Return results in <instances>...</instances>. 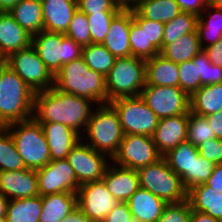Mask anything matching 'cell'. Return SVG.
<instances>
[{
  "label": "cell",
  "instance_id": "cell-1",
  "mask_svg": "<svg viewBox=\"0 0 222 222\" xmlns=\"http://www.w3.org/2000/svg\"><path fill=\"white\" fill-rule=\"evenodd\" d=\"M94 103L86 97L65 93L53 86L35 93L32 117L38 123L57 122L67 125L82 137Z\"/></svg>",
  "mask_w": 222,
  "mask_h": 222
},
{
  "label": "cell",
  "instance_id": "cell-2",
  "mask_svg": "<svg viewBox=\"0 0 222 222\" xmlns=\"http://www.w3.org/2000/svg\"><path fill=\"white\" fill-rule=\"evenodd\" d=\"M35 92L5 62L0 65V128L32 118Z\"/></svg>",
  "mask_w": 222,
  "mask_h": 222
},
{
  "label": "cell",
  "instance_id": "cell-3",
  "mask_svg": "<svg viewBox=\"0 0 222 222\" xmlns=\"http://www.w3.org/2000/svg\"><path fill=\"white\" fill-rule=\"evenodd\" d=\"M54 87L65 93L86 97L95 104L108 103L105 76L90 69L83 58L62 65L54 76Z\"/></svg>",
  "mask_w": 222,
  "mask_h": 222
},
{
  "label": "cell",
  "instance_id": "cell-4",
  "mask_svg": "<svg viewBox=\"0 0 222 222\" xmlns=\"http://www.w3.org/2000/svg\"><path fill=\"white\" fill-rule=\"evenodd\" d=\"M94 108L81 139L89 140L85 143L112 159L124 137L118 114L110 103L97 104Z\"/></svg>",
  "mask_w": 222,
  "mask_h": 222
},
{
  "label": "cell",
  "instance_id": "cell-5",
  "mask_svg": "<svg viewBox=\"0 0 222 222\" xmlns=\"http://www.w3.org/2000/svg\"><path fill=\"white\" fill-rule=\"evenodd\" d=\"M5 128L11 133L26 168L37 170L51 161L42 127L33 117L9 124Z\"/></svg>",
  "mask_w": 222,
  "mask_h": 222
},
{
  "label": "cell",
  "instance_id": "cell-6",
  "mask_svg": "<svg viewBox=\"0 0 222 222\" xmlns=\"http://www.w3.org/2000/svg\"><path fill=\"white\" fill-rule=\"evenodd\" d=\"M105 81L108 103L120 97L140 96L146 84L145 60L134 56L116 58Z\"/></svg>",
  "mask_w": 222,
  "mask_h": 222
},
{
  "label": "cell",
  "instance_id": "cell-7",
  "mask_svg": "<svg viewBox=\"0 0 222 222\" xmlns=\"http://www.w3.org/2000/svg\"><path fill=\"white\" fill-rule=\"evenodd\" d=\"M31 45L53 76L61 69L62 65L82 58L83 54V46L64 33L42 30L32 36Z\"/></svg>",
  "mask_w": 222,
  "mask_h": 222
},
{
  "label": "cell",
  "instance_id": "cell-8",
  "mask_svg": "<svg viewBox=\"0 0 222 222\" xmlns=\"http://www.w3.org/2000/svg\"><path fill=\"white\" fill-rule=\"evenodd\" d=\"M140 187L150 191L167 204L187 200L181 178L168 166L162 157L157 162L137 170Z\"/></svg>",
  "mask_w": 222,
  "mask_h": 222
},
{
  "label": "cell",
  "instance_id": "cell-9",
  "mask_svg": "<svg viewBox=\"0 0 222 222\" xmlns=\"http://www.w3.org/2000/svg\"><path fill=\"white\" fill-rule=\"evenodd\" d=\"M109 103L118 114L124 134L154 135L159 118L141 96L120 97Z\"/></svg>",
  "mask_w": 222,
  "mask_h": 222
},
{
  "label": "cell",
  "instance_id": "cell-10",
  "mask_svg": "<svg viewBox=\"0 0 222 222\" xmlns=\"http://www.w3.org/2000/svg\"><path fill=\"white\" fill-rule=\"evenodd\" d=\"M4 62L36 93L54 86V76L31 46L11 53Z\"/></svg>",
  "mask_w": 222,
  "mask_h": 222
},
{
  "label": "cell",
  "instance_id": "cell-11",
  "mask_svg": "<svg viewBox=\"0 0 222 222\" xmlns=\"http://www.w3.org/2000/svg\"><path fill=\"white\" fill-rule=\"evenodd\" d=\"M162 158L151 136L124 134L111 163L138 170Z\"/></svg>",
  "mask_w": 222,
  "mask_h": 222
},
{
  "label": "cell",
  "instance_id": "cell-12",
  "mask_svg": "<svg viewBox=\"0 0 222 222\" xmlns=\"http://www.w3.org/2000/svg\"><path fill=\"white\" fill-rule=\"evenodd\" d=\"M140 96L159 119L190 113V96L179 86L145 85Z\"/></svg>",
  "mask_w": 222,
  "mask_h": 222
},
{
  "label": "cell",
  "instance_id": "cell-13",
  "mask_svg": "<svg viewBox=\"0 0 222 222\" xmlns=\"http://www.w3.org/2000/svg\"><path fill=\"white\" fill-rule=\"evenodd\" d=\"M179 87L191 96L201 86L222 83V67L210 63L202 50L194 59L178 64Z\"/></svg>",
  "mask_w": 222,
  "mask_h": 222
},
{
  "label": "cell",
  "instance_id": "cell-14",
  "mask_svg": "<svg viewBox=\"0 0 222 222\" xmlns=\"http://www.w3.org/2000/svg\"><path fill=\"white\" fill-rule=\"evenodd\" d=\"M66 160L73 168L80 185L102 180L107 166L111 164L107 155L97 152L82 139L72 148Z\"/></svg>",
  "mask_w": 222,
  "mask_h": 222
},
{
  "label": "cell",
  "instance_id": "cell-15",
  "mask_svg": "<svg viewBox=\"0 0 222 222\" xmlns=\"http://www.w3.org/2000/svg\"><path fill=\"white\" fill-rule=\"evenodd\" d=\"M77 206L93 221H104L119 201L108 191L103 180L81 184L76 192Z\"/></svg>",
  "mask_w": 222,
  "mask_h": 222
},
{
  "label": "cell",
  "instance_id": "cell-16",
  "mask_svg": "<svg viewBox=\"0 0 222 222\" xmlns=\"http://www.w3.org/2000/svg\"><path fill=\"white\" fill-rule=\"evenodd\" d=\"M36 172L40 196L61 192L76 193L79 189L76 174L66 159L50 161Z\"/></svg>",
  "mask_w": 222,
  "mask_h": 222
},
{
  "label": "cell",
  "instance_id": "cell-17",
  "mask_svg": "<svg viewBox=\"0 0 222 222\" xmlns=\"http://www.w3.org/2000/svg\"><path fill=\"white\" fill-rule=\"evenodd\" d=\"M188 123L189 114L175 115L158 120L152 138L162 156L180 143L187 141Z\"/></svg>",
  "mask_w": 222,
  "mask_h": 222
},
{
  "label": "cell",
  "instance_id": "cell-18",
  "mask_svg": "<svg viewBox=\"0 0 222 222\" xmlns=\"http://www.w3.org/2000/svg\"><path fill=\"white\" fill-rule=\"evenodd\" d=\"M0 192L9 200L39 195L36 170L0 171Z\"/></svg>",
  "mask_w": 222,
  "mask_h": 222
},
{
  "label": "cell",
  "instance_id": "cell-19",
  "mask_svg": "<svg viewBox=\"0 0 222 222\" xmlns=\"http://www.w3.org/2000/svg\"><path fill=\"white\" fill-rule=\"evenodd\" d=\"M108 191L119 202H126L139 188L140 181L137 170L108 165L102 178Z\"/></svg>",
  "mask_w": 222,
  "mask_h": 222
},
{
  "label": "cell",
  "instance_id": "cell-20",
  "mask_svg": "<svg viewBox=\"0 0 222 222\" xmlns=\"http://www.w3.org/2000/svg\"><path fill=\"white\" fill-rule=\"evenodd\" d=\"M50 151V159H66L72 148L81 140V136L67 125L57 122L39 123Z\"/></svg>",
  "mask_w": 222,
  "mask_h": 222
},
{
  "label": "cell",
  "instance_id": "cell-21",
  "mask_svg": "<svg viewBox=\"0 0 222 222\" xmlns=\"http://www.w3.org/2000/svg\"><path fill=\"white\" fill-rule=\"evenodd\" d=\"M32 35L21 27L9 12L0 13V56L5 60L11 53L31 46Z\"/></svg>",
  "mask_w": 222,
  "mask_h": 222
},
{
  "label": "cell",
  "instance_id": "cell-22",
  "mask_svg": "<svg viewBox=\"0 0 222 222\" xmlns=\"http://www.w3.org/2000/svg\"><path fill=\"white\" fill-rule=\"evenodd\" d=\"M41 4L43 30L65 34L78 9L77 0H41Z\"/></svg>",
  "mask_w": 222,
  "mask_h": 222
},
{
  "label": "cell",
  "instance_id": "cell-23",
  "mask_svg": "<svg viewBox=\"0 0 222 222\" xmlns=\"http://www.w3.org/2000/svg\"><path fill=\"white\" fill-rule=\"evenodd\" d=\"M131 10H120L112 19L110 28L102 43L116 58L131 56L129 31Z\"/></svg>",
  "mask_w": 222,
  "mask_h": 222
},
{
  "label": "cell",
  "instance_id": "cell-24",
  "mask_svg": "<svg viewBox=\"0 0 222 222\" xmlns=\"http://www.w3.org/2000/svg\"><path fill=\"white\" fill-rule=\"evenodd\" d=\"M133 218L157 222L167 203L150 191L139 188L127 201Z\"/></svg>",
  "mask_w": 222,
  "mask_h": 222
},
{
  "label": "cell",
  "instance_id": "cell-25",
  "mask_svg": "<svg viewBox=\"0 0 222 222\" xmlns=\"http://www.w3.org/2000/svg\"><path fill=\"white\" fill-rule=\"evenodd\" d=\"M198 155V148L185 141L162 156L168 166L181 178L186 191L191 189V165Z\"/></svg>",
  "mask_w": 222,
  "mask_h": 222
},
{
  "label": "cell",
  "instance_id": "cell-26",
  "mask_svg": "<svg viewBox=\"0 0 222 222\" xmlns=\"http://www.w3.org/2000/svg\"><path fill=\"white\" fill-rule=\"evenodd\" d=\"M146 84L153 86H179L178 64L158 54L145 60Z\"/></svg>",
  "mask_w": 222,
  "mask_h": 222
},
{
  "label": "cell",
  "instance_id": "cell-27",
  "mask_svg": "<svg viewBox=\"0 0 222 222\" xmlns=\"http://www.w3.org/2000/svg\"><path fill=\"white\" fill-rule=\"evenodd\" d=\"M187 200L191 210L206 213L222 222V193L206 183L192 187L187 191Z\"/></svg>",
  "mask_w": 222,
  "mask_h": 222
},
{
  "label": "cell",
  "instance_id": "cell-28",
  "mask_svg": "<svg viewBox=\"0 0 222 222\" xmlns=\"http://www.w3.org/2000/svg\"><path fill=\"white\" fill-rule=\"evenodd\" d=\"M42 197L39 222H61L77 207V194L61 192Z\"/></svg>",
  "mask_w": 222,
  "mask_h": 222
},
{
  "label": "cell",
  "instance_id": "cell-29",
  "mask_svg": "<svg viewBox=\"0 0 222 222\" xmlns=\"http://www.w3.org/2000/svg\"><path fill=\"white\" fill-rule=\"evenodd\" d=\"M222 110V83L201 86L190 96V112L208 116Z\"/></svg>",
  "mask_w": 222,
  "mask_h": 222
},
{
  "label": "cell",
  "instance_id": "cell-30",
  "mask_svg": "<svg viewBox=\"0 0 222 222\" xmlns=\"http://www.w3.org/2000/svg\"><path fill=\"white\" fill-rule=\"evenodd\" d=\"M9 13L32 36L43 30L41 0H21Z\"/></svg>",
  "mask_w": 222,
  "mask_h": 222
},
{
  "label": "cell",
  "instance_id": "cell-31",
  "mask_svg": "<svg viewBox=\"0 0 222 222\" xmlns=\"http://www.w3.org/2000/svg\"><path fill=\"white\" fill-rule=\"evenodd\" d=\"M197 30L181 36L175 42L166 44L161 50L160 55L175 62L176 64L192 60L202 51Z\"/></svg>",
  "mask_w": 222,
  "mask_h": 222
},
{
  "label": "cell",
  "instance_id": "cell-32",
  "mask_svg": "<svg viewBox=\"0 0 222 222\" xmlns=\"http://www.w3.org/2000/svg\"><path fill=\"white\" fill-rule=\"evenodd\" d=\"M197 32L202 49L218 42L222 38V10L208 4L198 16Z\"/></svg>",
  "mask_w": 222,
  "mask_h": 222
},
{
  "label": "cell",
  "instance_id": "cell-33",
  "mask_svg": "<svg viewBox=\"0 0 222 222\" xmlns=\"http://www.w3.org/2000/svg\"><path fill=\"white\" fill-rule=\"evenodd\" d=\"M42 212V197L37 195L24 199L9 200L7 205V222H39Z\"/></svg>",
  "mask_w": 222,
  "mask_h": 222
},
{
  "label": "cell",
  "instance_id": "cell-34",
  "mask_svg": "<svg viewBox=\"0 0 222 222\" xmlns=\"http://www.w3.org/2000/svg\"><path fill=\"white\" fill-rule=\"evenodd\" d=\"M134 10L144 19L163 23L182 12L176 0H142Z\"/></svg>",
  "mask_w": 222,
  "mask_h": 222
},
{
  "label": "cell",
  "instance_id": "cell-35",
  "mask_svg": "<svg viewBox=\"0 0 222 222\" xmlns=\"http://www.w3.org/2000/svg\"><path fill=\"white\" fill-rule=\"evenodd\" d=\"M198 16L190 12H181L164 25L162 48L171 42H175L181 36L197 30Z\"/></svg>",
  "mask_w": 222,
  "mask_h": 222
},
{
  "label": "cell",
  "instance_id": "cell-36",
  "mask_svg": "<svg viewBox=\"0 0 222 222\" xmlns=\"http://www.w3.org/2000/svg\"><path fill=\"white\" fill-rule=\"evenodd\" d=\"M82 58L90 69L103 76L110 72L116 60V57L103 44L83 46Z\"/></svg>",
  "mask_w": 222,
  "mask_h": 222
},
{
  "label": "cell",
  "instance_id": "cell-37",
  "mask_svg": "<svg viewBox=\"0 0 222 222\" xmlns=\"http://www.w3.org/2000/svg\"><path fill=\"white\" fill-rule=\"evenodd\" d=\"M26 169L22 157L19 155L11 133L0 128V171H16Z\"/></svg>",
  "mask_w": 222,
  "mask_h": 222
},
{
  "label": "cell",
  "instance_id": "cell-38",
  "mask_svg": "<svg viewBox=\"0 0 222 222\" xmlns=\"http://www.w3.org/2000/svg\"><path fill=\"white\" fill-rule=\"evenodd\" d=\"M129 42L131 56L139 57L146 60L160 53V51L153 44H148L146 26H138L133 21V10H131Z\"/></svg>",
  "mask_w": 222,
  "mask_h": 222
},
{
  "label": "cell",
  "instance_id": "cell-39",
  "mask_svg": "<svg viewBox=\"0 0 222 222\" xmlns=\"http://www.w3.org/2000/svg\"><path fill=\"white\" fill-rule=\"evenodd\" d=\"M215 137L207 119L194 113H189V123L187 126V141L198 147L208 139Z\"/></svg>",
  "mask_w": 222,
  "mask_h": 222
},
{
  "label": "cell",
  "instance_id": "cell-40",
  "mask_svg": "<svg viewBox=\"0 0 222 222\" xmlns=\"http://www.w3.org/2000/svg\"><path fill=\"white\" fill-rule=\"evenodd\" d=\"M65 35L81 46L91 44L90 26L84 12L75 11Z\"/></svg>",
  "mask_w": 222,
  "mask_h": 222
},
{
  "label": "cell",
  "instance_id": "cell-41",
  "mask_svg": "<svg viewBox=\"0 0 222 222\" xmlns=\"http://www.w3.org/2000/svg\"><path fill=\"white\" fill-rule=\"evenodd\" d=\"M118 12H100L87 15L90 26L91 44H102L110 28L112 19Z\"/></svg>",
  "mask_w": 222,
  "mask_h": 222
},
{
  "label": "cell",
  "instance_id": "cell-42",
  "mask_svg": "<svg viewBox=\"0 0 222 222\" xmlns=\"http://www.w3.org/2000/svg\"><path fill=\"white\" fill-rule=\"evenodd\" d=\"M133 21L138 26H146L148 44H153L160 51L162 49L165 23L144 19L135 10H133Z\"/></svg>",
  "mask_w": 222,
  "mask_h": 222
},
{
  "label": "cell",
  "instance_id": "cell-43",
  "mask_svg": "<svg viewBox=\"0 0 222 222\" xmlns=\"http://www.w3.org/2000/svg\"><path fill=\"white\" fill-rule=\"evenodd\" d=\"M191 207L188 200L167 204L157 222H189Z\"/></svg>",
  "mask_w": 222,
  "mask_h": 222
},
{
  "label": "cell",
  "instance_id": "cell-44",
  "mask_svg": "<svg viewBox=\"0 0 222 222\" xmlns=\"http://www.w3.org/2000/svg\"><path fill=\"white\" fill-rule=\"evenodd\" d=\"M214 164L206 158L198 155L191 165V188L204 184L211 176Z\"/></svg>",
  "mask_w": 222,
  "mask_h": 222
},
{
  "label": "cell",
  "instance_id": "cell-45",
  "mask_svg": "<svg viewBox=\"0 0 222 222\" xmlns=\"http://www.w3.org/2000/svg\"><path fill=\"white\" fill-rule=\"evenodd\" d=\"M78 9L86 15L100 12H119L112 0H77Z\"/></svg>",
  "mask_w": 222,
  "mask_h": 222
},
{
  "label": "cell",
  "instance_id": "cell-46",
  "mask_svg": "<svg viewBox=\"0 0 222 222\" xmlns=\"http://www.w3.org/2000/svg\"><path fill=\"white\" fill-rule=\"evenodd\" d=\"M198 153L214 165L222 163V139L213 138L200 144Z\"/></svg>",
  "mask_w": 222,
  "mask_h": 222
},
{
  "label": "cell",
  "instance_id": "cell-47",
  "mask_svg": "<svg viewBox=\"0 0 222 222\" xmlns=\"http://www.w3.org/2000/svg\"><path fill=\"white\" fill-rule=\"evenodd\" d=\"M105 222H132L133 216L126 202H119L118 205L106 216Z\"/></svg>",
  "mask_w": 222,
  "mask_h": 222
},
{
  "label": "cell",
  "instance_id": "cell-48",
  "mask_svg": "<svg viewBox=\"0 0 222 222\" xmlns=\"http://www.w3.org/2000/svg\"><path fill=\"white\" fill-rule=\"evenodd\" d=\"M182 12H190L199 16L209 4V0H176Z\"/></svg>",
  "mask_w": 222,
  "mask_h": 222
},
{
  "label": "cell",
  "instance_id": "cell-49",
  "mask_svg": "<svg viewBox=\"0 0 222 222\" xmlns=\"http://www.w3.org/2000/svg\"><path fill=\"white\" fill-rule=\"evenodd\" d=\"M203 51L210 63L222 67V38L218 42L203 48Z\"/></svg>",
  "mask_w": 222,
  "mask_h": 222
},
{
  "label": "cell",
  "instance_id": "cell-50",
  "mask_svg": "<svg viewBox=\"0 0 222 222\" xmlns=\"http://www.w3.org/2000/svg\"><path fill=\"white\" fill-rule=\"evenodd\" d=\"M206 184L218 193H222V163L214 166Z\"/></svg>",
  "mask_w": 222,
  "mask_h": 222
},
{
  "label": "cell",
  "instance_id": "cell-51",
  "mask_svg": "<svg viewBox=\"0 0 222 222\" xmlns=\"http://www.w3.org/2000/svg\"><path fill=\"white\" fill-rule=\"evenodd\" d=\"M212 131L215 133V137L222 139V110L217 113L205 116Z\"/></svg>",
  "mask_w": 222,
  "mask_h": 222
},
{
  "label": "cell",
  "instance_id": "cell-52",
  "mask_svg": "<svg viewBox=\"0 0 222 222\" xmlns=\"http://www.w3.org/2000/svg\"><path fill=\"white\" fill-rule=\"evenodd\" d=\"M61 222H91L90 219L77 206L69 215Z\"/></svg>",
  "mask_w": 222,
  "mask_h": 222
},
{
  "label": "cell",
  "instance_id": "cell-53",
  "mask_svg": "<svg viewBox=\"0 0 222 222\" xmlns=\"http://www.w3.org/2000/svg\"><path fill=\"white\" fill-rule=\"evenodd\" d=\"M189 222H221V221L213 218L212 216L206 213L199 212L196 210H191Z\"/></svg>",
  "mask_w": 222,
  "mask_h": 222
},
{
  "label": "cell",
  "instance_id": "cell-54",
  "mask_svg": "<svg viewBox=\"0 0 222 222\" xmlns=\"http://www.w3.org/2000/svg\"><path fill=\"white\" fill-rule=\"evenodd\" d=\"M120 10H134L142 0H112Z\"/></svg>",
  "mask_w": 222,
  "mask_h": 222
},
{
  "label": "cell",
  "instance_id": "cell-55",
  "mask_svg": "<svg viewBox=\"0 0 222 222\" xmlns=\"http://www.w3.org/2000/svg\"><path fill=\"white\" fill-rule=\"evenodd\" d=\"M21 0H0V11L9 12Z\"/></svg>",
  "mask_w": 222,
  "mask_h": 222
},
{
  "label": "cell",
  "instance_id": "cell-56",
  "mask_svg": "<svg viewBox=\"0 0 222 222\" xmlns=\"http://www.w3.org/2000/svg\"><path fill=\"white\" fill-rule=\"evenodd\" d=\"M9 199L0 192V217H6Z\"/></svg>",
  "mask_w": 222,
  "mask_h": 222
},
{
  "label": "cell",
  "instance_id": "cell-57",
  "mask_svg": "<svg viewBox=\"0 0 222 222\" xmlns=\"http://www.w3.org/2000/svg\"><path fill=\"white\" fill-rule=\"evenodd\" d=\"M209 4H211L215 8L222 10V0H209Z\"/></svg>",
  "mask_w": 222,
  "mask_h": 222
},
{
  "label": "cell",
  "instance_id": "cell-58",
  "mask_svg": "<svg viewBox=\"0 0 222 222\" xmlns=\"http://www.w3.org/2000/svg\"><path fill=\"white\" fill-rule=\"evenodd\" d=\"M132 222H145L143 220H140V219H137V218H133V221Z\"/></svg>",
  "mask_w": 222,
  "mask_h": 222
},
{
  "label": "cell",
  "instance_id": "cell-59",
  "mask_svg": "<svg viewBox=\"0 0 222 222\" xmlns=\"http://www.w3.org/2000/svg\"><path fill=\"white\" fill-rule=\"evenodd\" d=\"M0 222H7L6 217H0Z\"/></svg>",
  "mask_w": 222,
  "mask_h": 222
},
{
  "label": "cell",
  "instance_id": "cell-60",
  "mask_svg": "<svg viewBox=\"0 0 222 222\" xmlns=\"http://www.w3.org/2000/svg\"><path fill=\"white\" fill-rule=\"evenodd\" d=\"M4 62V59L0 56V65Z\"/></svg>",
  "mask_w": 222,
  "mask_h": 222
}]
</instances>
